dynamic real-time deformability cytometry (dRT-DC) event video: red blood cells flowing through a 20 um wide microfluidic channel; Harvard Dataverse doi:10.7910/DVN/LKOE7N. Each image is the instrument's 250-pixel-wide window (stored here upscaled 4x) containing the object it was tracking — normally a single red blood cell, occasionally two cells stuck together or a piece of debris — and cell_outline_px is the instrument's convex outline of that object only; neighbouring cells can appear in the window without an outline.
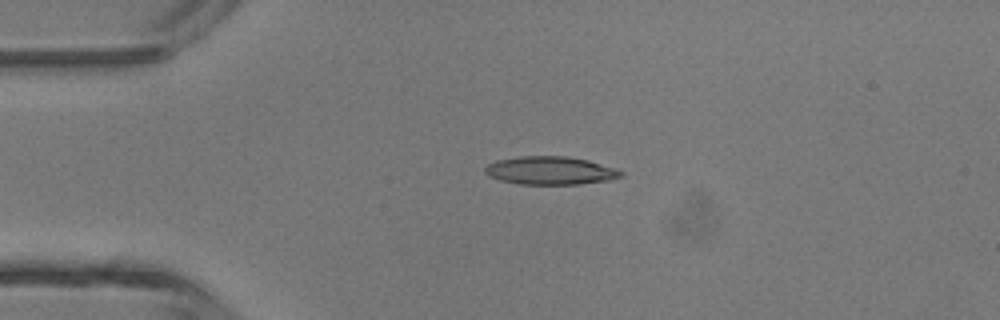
{"species": "common noctule bat (a hibernating species)", "species_latin": "Nyctalus noctula", "temperature_condition": "room temperature", "stored_images_in_passage": 4, "camera_frame_rate_fps": 3000, "um_per_image_px": 0.085, "animal": {"sex": "male", "body_mass_g": 13.3}, "frame": {"image": 1, "passage_image": 3, "time_ms": 2.333, "image_size_px": [1000, 320], "cell_outline_px": [[624, 176], [608, 180], [580, 184], [520, 184], [500, 180], [488, 176], [484, 172], [484, 168], [488, 164], [496, 160], [520, 156], [568, 156], [588, 160], [616, 168], [624, 172]], "centroid_in_image_um": [46.78, 14.49], "position_along_channel_um": 38.2, "area_um2": 22.43}}